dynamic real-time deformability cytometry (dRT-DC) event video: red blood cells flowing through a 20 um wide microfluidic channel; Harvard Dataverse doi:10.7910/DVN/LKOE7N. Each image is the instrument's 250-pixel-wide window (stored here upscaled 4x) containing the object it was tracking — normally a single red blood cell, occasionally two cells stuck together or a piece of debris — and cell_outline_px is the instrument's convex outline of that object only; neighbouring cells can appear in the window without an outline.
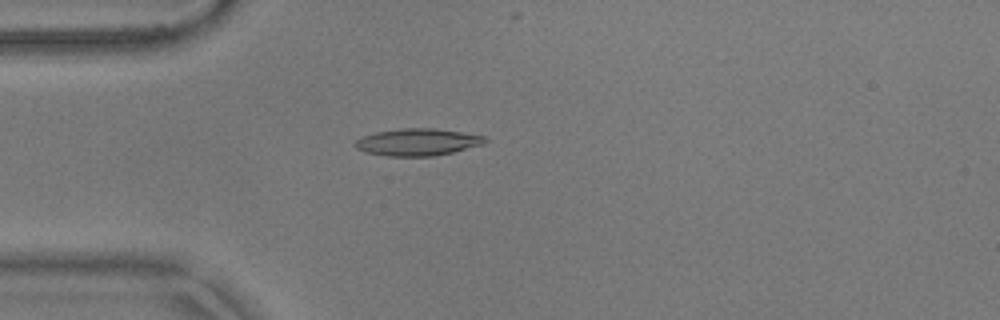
{"species": "common noctule bat (a hibernating species)", "species_latin": "Nyctalus noctula", "temperature_condition": "warm", "stored_images_in_passage": 38, "camera_frame_rate_fps": 3000, "um_per_image_px": 0.085, "animal": {"sex": "male", "body_mass_g": 17.9}, "frame": {"image": 1, "passage_image": 8, "time_ms": 2.333, "image_size_px": [1000, 320], "cell_outline_px": [[488, 140], [484, 144], [452, 152], [432, 156], [388, 156], [364, 152], [356, 148], [352, 144], [360, 136], [376, 132], [400, 128], [432, 128], [460, 132], [484, 136]], "centroid_in_image_um": [35.43, 12.08], "position_along_channel_um": 49.6, "area_um2": 20.52}}
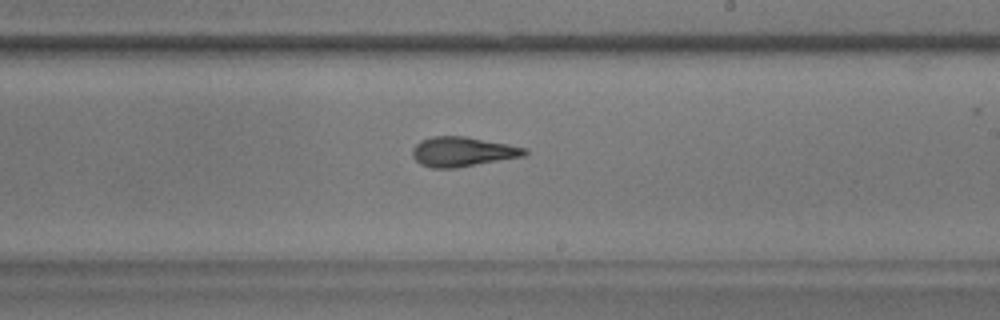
{"frame": {"image": 2, "passage_image": 25, "time_ms": 8.0, "image_size_px": [1000, 320], "cell_outline_px": [[528, 152], [524, 156], [456, 168], [432, 168], [420, 164], [412, 156], [412, 148], [420, 140], [432, 136], [464, 136], [508, 144], [528, 148]], "centroid_in_image_um": [39.3, 12.89], "position_along_channel_um": 249.7, "area_um2": 19.48}}
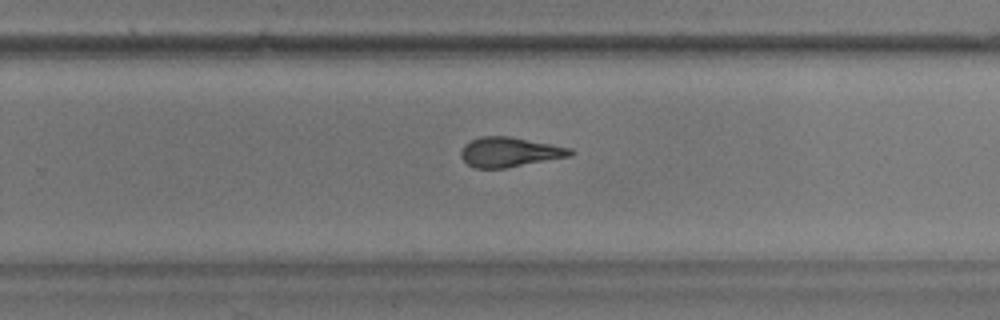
{"frame": {"image": 3, "passage_image": 28, "time_ms": 9.0, "image_size_px": [1000, 320], "cell_outline_px": [[576, 152], [568, 156], [504, 168], [472, 168], [460, 156], [460, 152], [464, 144], [480, 136], [508, 136], [572, 148]], "centroid_in_image_um": [43.27, 12.92], "position_along_channel_um": 286.5, "area_um2": 18.73}}